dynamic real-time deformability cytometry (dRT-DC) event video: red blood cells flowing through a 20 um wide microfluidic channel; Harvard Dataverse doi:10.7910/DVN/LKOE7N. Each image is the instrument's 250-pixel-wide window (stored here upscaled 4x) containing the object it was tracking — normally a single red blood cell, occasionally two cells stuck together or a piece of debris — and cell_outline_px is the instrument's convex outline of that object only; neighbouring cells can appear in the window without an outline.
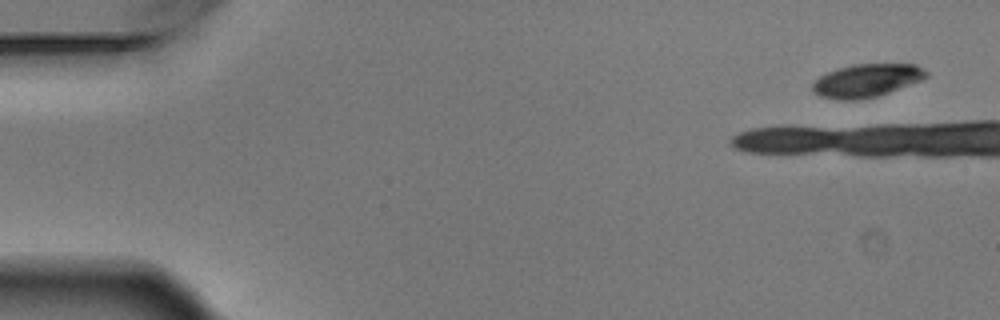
{"species": "Egyptian fruit bat (a non-hibernating species)", "species_latin": "Rousettus aegyptiacus", "temperature_condition": "warm", "stored_images_in_passage": 5, "camera_frame_rate_fps": 3000, "um_per_image_px": 0.085, "animal": {"sex": "male"}, "frame": {"image": 1, "passage_image": 1, "time_ms": 0.0, "image_size_px": [1000, 320], "cell_outline_px": [[928, 76], [920, 80], [888, 92], [876, 96], [852, 100], [848, 100], [820, 96], [812, 88], [812, 84], [820, 76], [828, 72], [852, 64], [916, 64], [928, 72]], "centroid_in_image_um": [73.68, 6.82], "position_along_channel_um": 11.3, "area_um2": 21.39}}